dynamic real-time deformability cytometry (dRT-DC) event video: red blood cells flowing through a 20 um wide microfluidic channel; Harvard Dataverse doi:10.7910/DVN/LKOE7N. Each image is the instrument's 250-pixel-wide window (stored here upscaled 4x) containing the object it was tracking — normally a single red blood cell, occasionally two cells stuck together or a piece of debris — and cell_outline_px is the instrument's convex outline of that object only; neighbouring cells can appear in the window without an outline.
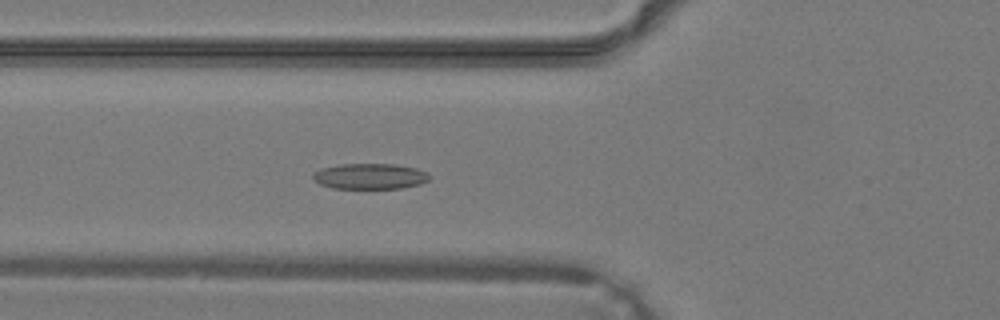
{"species": "common noctule bat (a hibernating species)", "species_latin": "Nyctalus noctula", "temperature_condition": "warm", "stored_images_in_passage": 39, "camera_frame_rate_fps": 3000, "um_per_image_px": 0.085, "animal": {"sex": "male", "body_mass_g": 19.2, "forearm_length_mm": 51.8}, "frame": {"image": 1, "passage_image": 15, "time_ms": 4.667, "image_size_px": [1000, 320], "cell_outline_px": [[432, 176], [428, 180], [420, 184], [400, 188], [332, 188], [320, 184], [312, 176], [312, 172], [320, 168], [340, 164], [396, 164], [416, 168], [428, 172]], "centroid_in_image_um": [31.46, 14.97], "position_along_channel_um": 94.3, "area_um2": 17.51}}
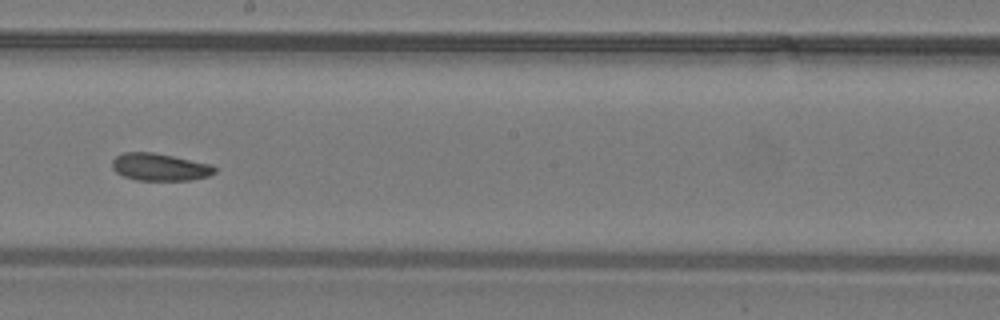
{"frame": {"image": 2, "passage_image": 23, "time_ms": 7.333, "image_size_px": [1000, 320], "cell_outline_px": [[216, 172], [208, 176], [188, 180], [136, 180], [124, 176], [116, 172], [112, 168], [112, 160], [116, 156], [124, 152], [152, 152], [212, 164], [216, 168]], "centroid_in_image_um": [13.57, 14.19], "position_along_channel_um": 234.6, "area_um2": 16.3}}
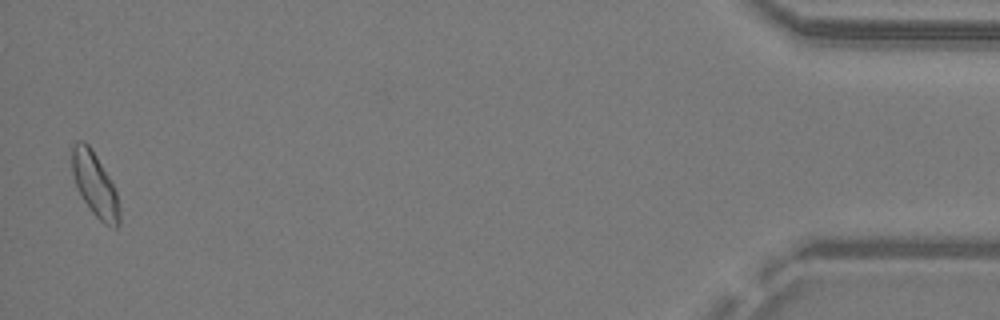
{"frame": {"image": 3, "passage_image": 39, "time_ms": 12.667, "image_size_px": [1000, 320], "cell_outline_px": [[120, 224], [116, 228], [112, 228], [104, 224], [92, 212], [84, 200], [76, 184], [72, 172], [72, 144], [76, 140], [84, 140], [92, 148], [108, 176], [116, 192], [120, 208]], "centroid_in_image_um": [8.07, 15.68], "position_along_channel_um": 427.1, "area_um2": 17.57}}